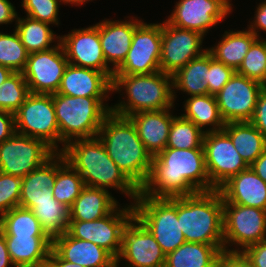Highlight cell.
Listing matches in <instances>:
<instances>
[{
  "mask_svg": "<svg viewBox=\"0 0 266 267\" xmlns=\"http://www.w3.org/2000/svg\"><path fill=\"white\" fill-rule=\"evenodd\" d=\"M249 167L266 183V150Z\"/></svg>",
  "mask_w": 266,
  "mask_h": 267,
  "instance_id": "816d5d0a",
  "label": "cell"
},
{
  "mask_svg": "<svg viewBox=\"0 0 266 267\" xmlns=\"http://www.w3.org/2000/svg\"><path fill=\"white\" fill-rule=\"evenodd\" d=\"M67 65L68 60L60 42L52 49L29 53L22 74L30 93H57Z\"/></svg>",
  "mask_w": 266,
  "mask_h": 267,
  "instance_id": "5bb4252c",
  "label": "cell"
},
{
  "mask_svg": "<svg viewBox=\"0 0 266 267\" xmlns=\"http://www.w3.org/2000/svg\"><path fill=\"white\" fill-rule=\"evenodd\" d=\"M250 122L263 134L266 139V90L259 93L255 112Z\"/></svg>",
  "mask_w": 266,
  "mask_h": 267,
  "instance_id": "f6af8a7d",
  "label": "cell"
},
{
  "mask_svg": "<svg viewBox=\"0 0 266 267\" xmlns=\"http://www.w3.org/2000/svg\"><path fill=\"white\" fill-rule=\"evenodd\" d=\"M14 267H47L52 239L49 236H5Z\"/></svg>",
  "mask_w": 266,
  "mask_h": 267,
  "instance_id": "d4e9b609",
  "label": "cell"
},
{
  "mask_svg": "<svg viewBox=\"0 0 266 267\" xmlns=\"http://www.w3.org/2000/svg\"><path fill=\"white\" fill-rule=\"evenodd\" d=\"M132 204L134 216L150 231L165 255L186 242L177 219V197L138 195Z\"/></svg>",
  "mask_w": 266,
  "mask_h": 267,
  "instance_id": "52a82bcc",
  "label": "cell"
},
{
  "mask_svg": "<svg viewBox=\"0 0 266 267\" xmlns=\"http://www.w3.org/2000/svg\"><path fill=\"white\" fill-rule=\"evenodd\" d=\"M132 18L128 21L104 19L99 22L102 52L106 63H111L114 71L124 62L131 47L134 31L143 22L141 19Z\"/></svg>",
  "mask_w": 266,
  "mask_h": 267,
  "instance_id": "ffe728a7",
  "label": "cell"
},
{
  "mask_svg": "<svg viewBox=\"0 0 266 267\" xmlns=\"http://www.w3.org/2000/svg\"><path fill=\"white\" fill-rule=\"evenodd\" d=\"M213 190L204 149L165 148L152 156L150 174L139 195L171 198Z\"/></svg>",
  "mask_w": 266,
  "mask_h": 267,
  "instance_id": "6da1fadb",
  "label": "cell"
},
{
  "mask_svg": "<svg viewBox=\"0 0 266 267\" xmlns=\"http://www.w3.org/2000/svg\"><path fill=\"white\" fill-rule=\"evenodd\" d=\"M242 253L253 267H266V239L246 247Z\"/></svg>",
  "mask_w": 266,
  "mask_h": 267,
  "instance_id": "ee69618b",
  "label": "cell"
},
{
  "mask_svg": "<svg viewBox=\"0 0 266 267\" xmlns=\"http://www.w3.org/2000/svg\"><path fill=\"white\" fill-rule=\"evenodd\" d=\"M215 267H253L242 252L222 251Z\"/></svg>",
  "mask_w": 266,
  "mask_h": 267,
  "instance_id": "bcb514c9",
  "label": "cell"
},
{
  "mask_svg": "<svg viewBox=\"0 0 266 267\" xmlns=\"http://www.w3.org/2000/svg\"><path fill=\"white\" fill-rule=\"evenodd\" d=\"M222 40L207 51L212 57L235 71L240 67L252 43L257 37L249 30L225 31Z\"/></svg>",
  "mask_w": 266,
  "mask_h": 267,
  "instance_id": "f1b7e54d",
  "label": "cell"
},
{
  "mask_svg": "<svg viewBox=\"0 0 266 267\" xmlns=\"http://www.w3.org/2000/svg\"><path fill=\"white\" fill-rule=\"evenodd\" d=\"M47 267H84V266L63 260L53 249H51L48 257Z\"/></svg>",
  "mask_w": 266,
  "mask_h": 267,
  "instance_id": "f907efd6",
  "label": "cell"
},
{
  "mask_svg": "<svg viewBox=\"0 0 266 267\" xmlns=\"http://www.w3.org/2000/svg\"><path fill=\"white\" fill-rule=\"evenodd\" d=\"M177 219L186 242L224 245L223 197L219 190L177 197Z\"/></svg>",
  "mask_w": 266,
  "mask_h": 267,
  "instance_id": "277c9868",
  "label": "cell"
},
{
  "mask_svg": "<svg viewBox=\"0 0 266 267\" xmlns=\"http://www.w3.org/2000/svg\"><path fill=\"white\" fill-rule=\"evenodd\" d=\"M223 130L249 166L266 150L265 137L250 121L227 122Z\"/></svg>",
  "mask_w": 266,
  "mask_h": 267,
  "instance_id": "f546056e",
  "label": "cell"
},
{
  "mask_svg": "<svg viewBox=\"0 0 266 267\" xmlns=\"http://www.w3.org/2000/svg\"><path fill=\"white\" fill-rule=\"evenodd\" d=\"M207 69H209V52L205 51L172 75L174 101L177 98L176 90L186 92L190 97L208 94V83L205 81Z\"/></svg>",
  "mask_w": 266,
  "mask_h": 267,
  "instance_id": "1f68e13d",
  "label": "cell"
},
{
  "mask_svg": "<svg viewBox=\"0 0 266 267\" xmlns=\"http://www.w3.org/2000/svg\"><path fill=\"white\" fill-rule=\"evenodd\" d=\"M184 102L183 118L192 121L205 133L223 130L226 123L220 114L215 95L191 96ZM206 126L210 127L204 131Z\"/></svg>",
  "mask_w": 266,
  "mask_h": 267,
  "instance_id": "4dcf8cb0",
  "label": "cell"
},
{
  "mask_svg": "<svg viewBox=\"0 0 266 267\" xmlns=\"http://www.w3.org/2000/svg\"><path fill=\"white\" fill-rule=\"evenodd\" d=\"M30 94L22 72H13L0 85V110L15 113Z\"/></svg>",
  "mask_w": 266,
  "mask_h": 267,
  "instance_id": "f35d334b",
  "label": "cell"
},
{
  "mask_svg": "<svg viewBox=\"0 0 266 267\" xmlns=\"http://www.w3.org/2000/svg\"><path fill=\"white\" fill-rule=\"evenodd\" d=\"M84 186L80 174L66 161L61 152H56V180L52 187L53 197L59 203L71 208Z\"/></svg>",
  "mask_w": 266,
  "mask_h": 267,
  "instance_id": "836d02e7",
  "label": "cell"
},
{
  "mask_svg": "<svg viewBox=\"0 0 266 267\" xmlns=\"http://www.w3.org/2000/svg\"><path fill=\"white\" fill-rule=\"evenodd\" d=\"M230 0H179L166 21L180 29L205 36L209 29L231 13Z\"/></svg>",
  "mask_w": 266,
  "mask_h": 267,
  "instance_id": "e0dca14e",
  "label": "cell"
},
{
  "mask_svg": "<svg viewBox=\"0 0 266 267\" xmlns=\"http://www.w3.org/2000/svg\"><path fill=\"white\" fill-rule=\"evenodd\" d=\"M223 238L224 251L228 252H242V249L266 239V210L223 203ZM231 244L237 249H229Z\"/></svg>",
  "mask_w": 266,
  "mask_h": 267,
  "instance_id": "9c48e42d",
  "label": "cell"
},
{
  "mask_svg": "<svg viewBox=\"0 0 266 267\" xmlns=\"http://www.w3.org/2000/svg\"><path fill=\"white\" fill-rule=\"evenodd\" d=\"M118 205L110 214L93 221H70L68 233L76 238L90 241L117 258L121 251L123 231L134 217V207Z\"/></svg>",
  "mask_w": 266,
  "mask_h": 267,
  "instance_id": "30bf717a",
  "label": "cell"
},
{
  "mask_svg": "<svg viewBox=\"0 0 266 267\" xmlns=\"http://www.w3.org/2000/svg\"><path fill=\"white\" fill-rule=\"evenodd\" d=\"M112 80L103 72L68 64L57 93L66 96L109 97Z\"/></svg>",
  "mask_w": 266,
  "mask_h": 267,
  "instance_id": "7402d4cb",
  "label": "cell"
},
{
  "mask_svg": "<svg viewBox=\"0 0 266 267\" xmlns=\"http://www.w3.org/2000/svg\"><path fill=\"white\" fill-rule=\"evenodd\" d=\"M218 190L223 203L266 210V183L250 167L232 176Z\"/></svg>",
  "mask_w": 266,
  "mask_h": 267,
  "instance_id": "603a6c76",
  "label": "cell"
},
{
  "mask_svg": "<svg viewBox=\"0 0 266 267\" xmlns=\"http://www.w3.org/2000/svg\"><path fill=\"white\" fill-rule=\"evenodd\" d=\"M15 133L14 114L0 110V144Z\"/></svg>",
  "mask_w": 266,
  "mask_h": 267,
  "instance_id": "7dc6e473",
  "label": "cell"
},
{
  "mask_svg": "<svg viewBox=\"0 0 266 267\" xmlns=\"http://www.w3.org/2000/svg\"><path fill=\"white\" fill-rule=\"evenodd\" d=\"M97 136L109 157L140 190L150 174L152 156L145 149L131 119L110 112Z\"/></svg>",
  "mask_w": 266,
  "mask_h": 267,
  "instance_id": "7a4b0ae2",
  "label": "cell"
},
{
  "mask_svg": "<svg viewBox=\"0 0 266 267\" xmlns=\"http://www.w3.org/2000/svg\"><path fill=\"white\" fill-rule=\"evenodd\" d=\"M31 211L52 240L68 231L70 208L55 198L52 201L34 202Z\"/></svg>",
  "mask_w": 266,
  "mask_h": 267,
  "instance_id": "e575fe53",
  "label": "cell"
},
{
  "mask_svg": "<svg viewBox=\"0 0 266 267\" xmlns=\"http://www.w3.org/2000/svg\"><path fill=\"white\" fill-rule=\"evenodd\" d=\"M204 135L205 132L192 121L182 116H175L171 123L166 148L204 149Z\"/></svg>",
  "mask_w": 266,
  "mask_h": 267,
  "instance_id": "8d00e7d4",
  "label": "cell"
},
{
  "mask_svg": "<svg viewBox=\"0 0 266 267\" xmlns=\"http://www.w3.org/2000/svg\"><path fill=\"white\" fill-rule=\"evenodd\" d=\"M22 178L0 172V216L19 206Z\"/></svg>",
  "mask_w": 266,
  "mask_h": 267,
  "instance_id": "b9f144b4",
  "label": "cell"
},
{
  "mask_svg": "<svg viewBox=\"0 0 266 267\" xmlns=\"http://www.w3.org/2000/svg\"><path fill=\"white\" fill-rule=\"evenodd\" d=\"M59 2L64 0H23L21 6L28 17L58 26Z\"/></svg>",
  "mask_w": 266,
  "mask_h": 267,
  "instance_id": "60d3db41",
  "label": "cell"
},
{
  "mask_svg": "<svg viewBox=\"0 0 266 267\" xmlns=\"http://www.w3.org/2000/svg\"><path fill=\"white\" fill-rule=\"evenodd\" d=\"M261 90L260 82L235 72L215 95L225 123L250 121L254 115Z\"/></svg>",
  "mask_w": 266,
  "mask_h": 267,
  "instance_id": "2e32d148",
  "label": "cell"
},
{
  "mask_svg": "<svg viewBox=\"0 0 266 267\" xmlns=\"http://www.w3.org/2000/svg\"><path fill=\"white\" fill-rule=\"evenodd\" d=\"M50 25L28 16L17 17L15 30L29 53L40 52L52 49L55 47V45L52 46V43L60 40V36L55 35Z\"/></svg>",
  "mask_w": 266,
  "mask_h": 267,
  "instance_id": "d6a6232c",
  "label": "cell"
},
{
  "mask_svg": "<svg viewBox=\"0 0 266 267\" xmlns=\"http://www.w3.org/2000/svg\"><path fill=\"white\" fill-rule=\"evenodd\" d=\"M162 23L144 21L135 29L124 62L113 75H142L160 71Z\"/></svg>",
  "mask_w": 266,
  "mask_h": 267,
  "instance_id": "7c38bea8",
  "label": "cell"
},
{
  "mask_svg": "<svg viewBox=\"0 0 266 267\" xmlns=\"http://www.w3.org/2000/svg\"><path fill=\"white\" fill-rule=\"evenodd\" d=\"M235 72L233 68L215 60L209 53V69L205 78L208 83V94L216 95Z\"/></svg>",
  "mask_w": 266,
  "mask_h": 267,
  "instance_id": "7bdbcfd3",
  "label": "cell"
},
{
  "mask_svg": "<svg viewBox=\"0 0 266 267\" xmlns=\"http://www.w3.org/2000/svg\"><path fill=\"white\" fill-rule=\"evenodd\" d=\"M266 70V39L257 38L236 73L261 82Z\"/></svg>",
  "mask_w": 266,
  "mask_h": 267,
  "instance_id": "ab89813d",
  "label": "cell"
},
{
  "mask_svg": "<svg viewBox=\"0 0 266 267\" xmlns=\"http://www.w3.org/2000/svg\"><path fill=\"white\" fill-rule=\"evenodd\" d=\"M55 153L44 141L15 132L0 144V172L23 178Z\"/></svg>",
  "mask_w": 266,
  "mask_h": 267,
  "instance_id": "8fae6325",
  "label": "cell"
},
{
  "mask_svg": "<svg viewBox=\"0 0 266 267\" xmlns=\"http://www.w3.org/2000/svg\"><path fill=\"white\" fill-rule=\"evenodd\" d=\"M118 204L108 190L84 186L70 208V221H93L103 218Z\"/></svg>",
  "mask_w": 266,
  "mask_h": 267,
  "instance_id": "4316f807",
  "label": "cell"
},
{
  "mask_svg": "<svg viewBox=\"0 0 266 267\" xmlns=\"http://www.w3.org/2000/svg\"><path fill=\"white\" fill-rule=\"evenodd\" d=\"M165 257L150 231L134 216L124 228L116 267L121 259L129 263L127 267H164Z\"/></svg>",
  "mask_w": 266,
  "mask_h": 267,
  "instance_id": "ac0fdd59",
  "label": "cell"
},
{
  "mask_svg": "<svg viewBox=\"0 0 266 267\" xmlns=\"http://www.w3.org/2000/svg\"><path fill=\"white\" fill-rule=\"evenodd\" d=\"M224 245L185 242L165 257L164 267H215Z\"/></svg>",
  "mask_w": 266,
  "mask_h": 267,
  "instance_id": "83f0119b",
  "label": "cell"
},
{
  "mask_svg": "<svg viewBox=\"0 0 266 267\" xmlns=\"http://www.w3.org/2000/svg\"><path fill=\"white\" fill-rule=\"evenodd\" d=\"M87 1H92V0H64V4L70 3V5L76 4L75 6L77 5L79 6V5L84 4V2H87Z\"/></svg>",
  "mask_w": 266,
  "mask_h": 267,
  "instance_id": "11a10c76",
  "label": "cell"
},
{
  "mask_svg": "<svg viewBox=\"0 0 266 267\" xmlns=\"http://www.w3.org/2000/svg\"><path fill=\"white\" fill-rule=\"evenodd\" d=\"M204 36L188 29H180L166 20L162 23L160 71L174 75L189 61L201 56Z\"/></svg>",
  "mask_w": 266,
  "mask_h": 267,
  "instance_id": "9a60e30c",
  "label": "cell"
},
{
  "mask_svg": "<svg viewBox=\"0 0 266 267\" xmlns=\"http://www.w3.org/2000/svg\"><path fill=\"white\" fill-rule=\"evenodd\" d=\"M59 42L65 52L68 64L105 73L111 80L114 70L106 63L99 37V23L88 28L74 29L62 35Z\"/></svg>",
  "mask_w": 266,
  "mask_h": 267,
  "instance_id": "d6986e66",
  "label": "cell"
},
{
  "mask_svg": "<svg viewBox=\"0 0 266 267\" xmlns=\"http://www.w3.org/2000/svg\"><path fill=\"white\" fill-rule=\"evenodd\" d=\"M61 153L80 174L85 186L105 190L115 188L135 202L140 190L109 157L98 136L73 140Z\"/></svg>",
  "mask_w": 266,
  "mask_h": 267,
  "instance_id": "3957f363",
  "label": "cell"
},
{
  "mask_svg": "<svg viewBox=\"0 0 266 267\" xmlns=\"http://www.w3.org/2000/svg\"><path fill=\"white\" fill-rule=\"evenodd\" d=\"M15 8L9 0H0V25L10 24L17 19Z\"/></svg>",
  "mask_w": 266,
  "mask_h": 267,
  "instance_id": "681fc988",
  "label": "cell"
},
{
  "mask_svg": "<svg viewBox=\"0 0 266 267\" xmlns=\"http://www.w3.org/2000/svg\"><path fill=\"white\" fill-rule=\"evenodd\" d=\"M29 52L21 43L16 30L13 34L0 32V65L13 72H22L26 66Z\"/></svg>",
  "mask_w": 266,
  "mask_h": 267,
  "instance_id": "74e56055",
  "label": "cell"
},
{
  "mask_svg": "<svg viewBox=\"0 0 266 267\" xmlns=\"http://www.w3.org/2000/svg\"><path fill=\"white\" fill-rule=\"evenodd\" d=\"M124 87V88H123ZM127 97L111 107V112L129 117L141 111H158L174 107L172 76L162 71L142 75H113L112 92Z\"/></svg>",
  "mask_w": 266,
  "mask_h": 267,
  "instance_id": "5b68a950",
  "label": "cell"
},
{
  "mask_svg": "<svg viewBox=\"0 0 266 267\" xmlns=\"http://www.w3.org/2000/svg\"><path fill=\"white\" fill-rule=\"evenodd\" d=\"M52 249L63 260L84 267H116V258L106 249L90 241L76 239L68 232L53 239Z\"/></svg>",
  "mask_w": 266,
  "mask_h": 267,
  "instance_id": "44dd1931",
  "label": "cell"
},
{
  "mask_svg": "<svg viewBox=\"0 0 266 267\" xmlns=\"http://www.w3.org/2000/svg\"><path fill=\"white\" fill-rule=\"evenodd\" d=\"M14 266L10 254L8 253L5 235L0 231V267Z\"/></svg>",
  "mask_w": 266,
  "mask_h": 267,
  "instance_id": "f5cc1de1",
  "label": "cell"
},
{
  "mask_svg": "<svg viewBox=\"0 0 266 267\" xmlns=\"http://www.w3.org/2000/svg\"><path fill=\"white\" fill-rule=\"evenodd\" d=\"M15 132L44 141L60 152V131L52 94L30 93L14 113Z\"/></svg>",
  "mask_w": 266,
  "mask_h": 267,
  "instance_id": "ba28073f",
  "label": "cell"
},
{
  "mask_svg": "<svg viewBox=\"0 0 266 267\" xmlns=\"http://www.w3.org/2000/svg\"><path fill=\"white\" fill-rule=\"evenodd\" d=\"M170 109L141 111L129 118L138 132V136L151 156L157 155L167 145L173 116Z\"/></svg>",
  "mask_w": 266,
  "mask_h": 267,
  "instance_id": "cb8c5ba5",
  "label": "cell"
},
{
  "mask_svg": "<svg viewBox=\"0 0 266 267\" xmlns=\"http://www.w3.org/2000/svg\"><path fill=\"white\" fill-rule=\"evenodd\" d=\"M56 180V153L22 178L19 206L32 209L34 202L52 201Z\"/></svg>",
  "mask_w": 266,
  "mask_h": 267,
  "instance_id": "484cf974",
  "label": "cell"
},
{
  "mask_svg": "<svg viewBox=\"0 0 266 267\" xmlns=\"http://www.w3.org/2000/svg\"><path fill=\"white\" fill-rule=\"evenodd\" d=\"M0 231L5 236H48L34 213L20 206L0 216Z\"/></svg>",
  "mask_w": 266,
  "mask_h": 267,
  "instance_id": "d590c367",
  "label": "cell"
},
{
  "mask_svg": "<svg viewBox=\"0 0 266 267\" xmlns=\"http://www.w3.org/2000/svg\"><path fill=\"white\" fill-rule=\"evenodd\" d=\"M254 20L250 22L251 24L247 27L257 38L259 37V29L266 32V0L262 3H259Z\"/></svg>",
  "mask_w": 266,
  "mask_h": 267,
  "instance_id": "c3c4849f",
  "label": "cell"
},
{
  "mask_svg": "<svg viewBox=\"0 0 266 267\" xmlns=\"http://www.w3.org/2000/svg\"><path fill=\"white\" fill-rule=\"evenodd\" d=\"M13 73L12 70H10L7 67H4L3 65H0V85Z\"/></svg>",
  "mask_w": 266,
  "mask_h": 267,
  "instance_id": "db71d44e",
  "label": "cell"
},
{
  "mask_svg": "<svg viewBox=\"0 0 266 267\" xmlns=\"http://www.w3.org/2000/svg\"><path fill=\"white\" fill-rule=\"evenodd\" d=\"M203 148L207 174L216 190L232 176L249 168L224 130L205 133Z\"/></svg>",
  "mask_w": 266,
  "mask_h": 267,
  "instance_id": "4fadbf2b",
  "label": "cell"
},
{
  "mask_svg": "<svg viewBox=\"0 0 266 267\" xmlns=\"http://www.w3.org/2000/svg\"><path fill=\"white\" fill-rule=\"evenodd\" d=\"M52 97L63 147L60 152L73 139L96 137L111 112L112 106L104 103L109 97H73L59 93Z\"/></svg>",
  "mask_w": 266,
  "mask_h": 267,
  "instance_id": "8992f818",
  "label": "cell"
},
{
  "mask_svg": "<svg viewBox=\"0 0 266 267\" xmlns=\"http://www.w3.org/2000/svg\"><path fill=\"white\" fill-rule=\"evenodd\" d=\"M260 83H261L262 89L266 90V70L263 76V80Z\"/></svg>",
  "mask_w": 266,
  "mask_h": 267,
  "instance_id": "9f6ffc18",
  "label": "cell"
}]
</instances>
